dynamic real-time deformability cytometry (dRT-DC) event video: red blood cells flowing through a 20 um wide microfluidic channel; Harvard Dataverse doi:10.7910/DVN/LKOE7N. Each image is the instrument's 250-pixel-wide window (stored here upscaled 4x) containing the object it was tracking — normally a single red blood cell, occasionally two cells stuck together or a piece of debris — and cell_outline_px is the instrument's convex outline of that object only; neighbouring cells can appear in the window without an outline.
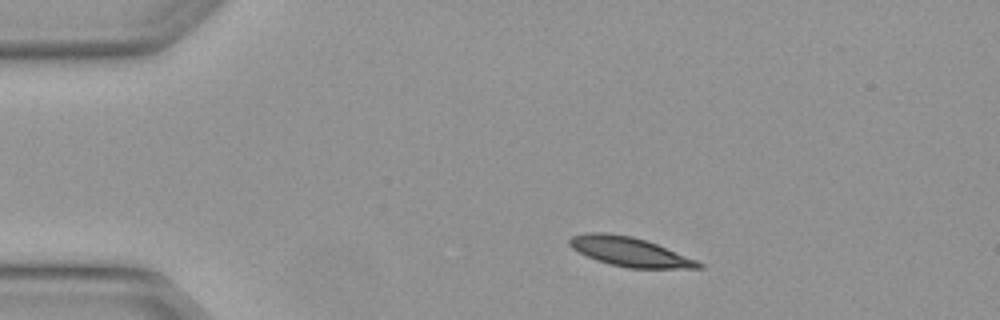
{"species": "Egyptian fruit bat (a non-hibernating species)", "species_latin": "Rousettus aegyptiacus", "temperature_condition": "warm", "stored_images_in_passage": 4, "camera_frame_rate_fps": 3000, "um_per_image_px": 0.085, "animal": {"sex": "female"}, "frame": {"image": 1, "passage_image": 1, "time_ms": 0.0, "image_size_px": [1000, 320], "cell_outline_px": [[704, 268], [628, 268], [596, 260], [572, 248], [568, 244], [568, 240], [572, 236], [588, 232], [604, 232], [632, 236], [656, 244], [696, 260], [704, 264]], "centroid_in_image_um": [53.5, 21.39], "position_along_channel_um": 31.5, "area_um2": 21.68}}
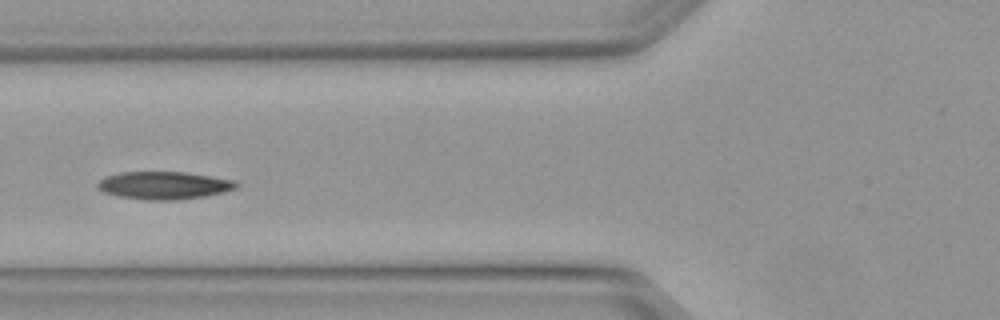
{"frame": {"image": 2, "passage_image": 3, "time_ms": 0.667, "image_size_px": [1000, 320], "cell_outline_px": [[240, 184], [236, 188], [224, 192], [204, 196], [176, 200], [148, 200], [120, 196], [104, 192], [96, 184], [104, 176], [120, 172], [184, 172], [236, 180]], "centroid_in_image_um": [13.97, 15.75], "position_along_channel_um": 111.8, "area_um2": 22.31}}